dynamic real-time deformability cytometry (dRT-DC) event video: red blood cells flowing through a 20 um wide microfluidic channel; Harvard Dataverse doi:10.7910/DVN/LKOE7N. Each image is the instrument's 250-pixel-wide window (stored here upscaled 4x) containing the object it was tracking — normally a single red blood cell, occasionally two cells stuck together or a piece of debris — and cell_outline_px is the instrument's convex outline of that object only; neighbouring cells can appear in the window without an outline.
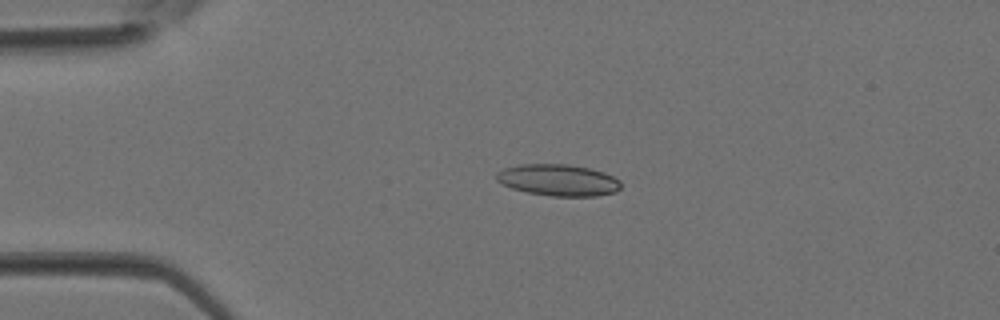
{"species": "Egyptian fruit bat (a non-hibernating species)", "species_latin": "Rousettus aegyptiacus", "temperature_condition": "room temperature", "stored_images_in_passage": 30, "camera_frame_rate_fps": 3000, "um_per_image_px": 0.085, "animal": {"sex": "female"}, "frame": {"image": 1, "passage_image": 5, "time_ms": 1.333, "image_size_px": [1000, 320], "cell_outline_px": [[620, 188], [616, 192], [596, 196], [552, 196], [528, 192], [512, 188], [496, 180], [496, 172], [504, 168], [520, 164], [568, 164], [592, 168], [604, 172], [620, 180]], "centroid_in_image_um": [47.47, 15.3], "position_along_channel_um": 37.5, "area_um2": 22.95}}
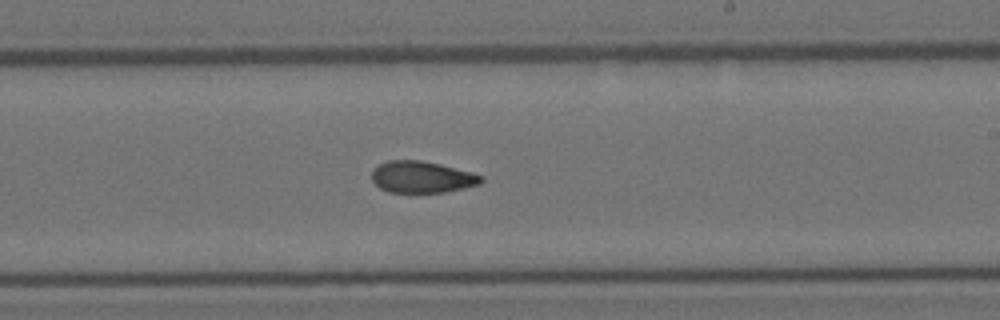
{"frame": {"image": 2, "passage_image": 19, "time_ms": 6.0, "image_size_px": [1000, 320], "cell_outline_px": [[484, 180], [480, 184], [464, 188], [444, 192], [388, 192], [380, 188], [372, 180], [372, 168], [388, 160], [420, 160], [440, 164], [472, 172], [484, 176]], "centroid_in_image_um": [35.87, 15.04], "position_along_channel_um": 253.1, "area_um2": 20.23}}
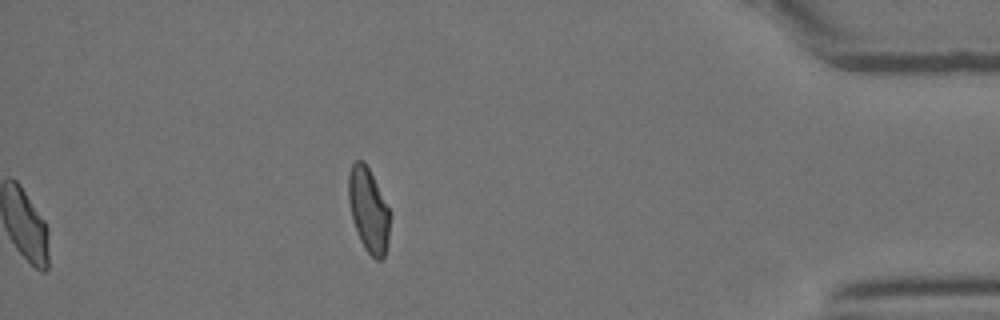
{"frame": {"image": 3, "passage_image": 30, "time_ms": 9.667, "image_size_px": [1000, 320], "cell_outline_px": [[392, 212], [388, 240], [384, 260], [376, 260], [364, 248], [360, 240], [352, 220], [348, 196], [348, 176], [352, 164], [356, 160], [364, 160]], "centroid_in_image_um": [31.35, 17.87], "position_along_channel_um": 403.9, "area_um2": 20.69}}